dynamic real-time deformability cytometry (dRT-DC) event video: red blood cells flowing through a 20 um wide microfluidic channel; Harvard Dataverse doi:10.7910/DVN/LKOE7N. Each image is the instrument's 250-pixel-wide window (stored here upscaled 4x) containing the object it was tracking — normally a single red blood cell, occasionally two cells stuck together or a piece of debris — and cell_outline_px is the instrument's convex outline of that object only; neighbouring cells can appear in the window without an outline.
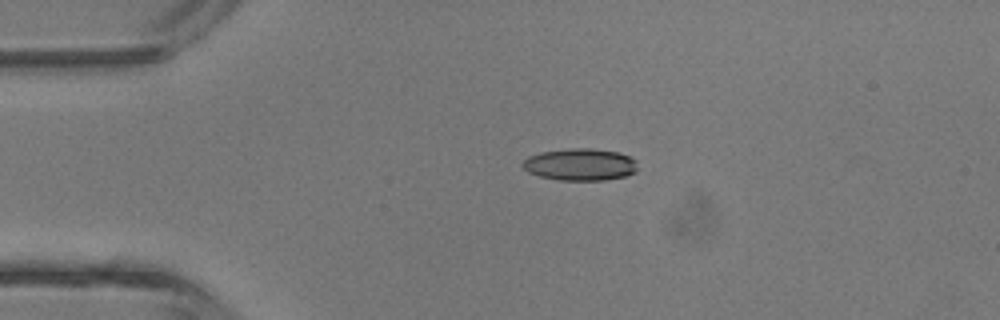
{"species": "common noctule bat (a hibernating species)", "species_latin": "Nyctalus noctula", "temperature_condition": "room temperature", "stored_images_in_passage": 3, "camera_frame_rate_fps": 3000, "um_per_image_px": 0.085, "animal": {"sex": "male", "body_mass_g": 13.3}, "frame": {"image": 1, "passage_image": 2, "time_ms": 2.0, "image_size_px": [1000, 320], "cell_outline_px": [[636, 172], [624, 176], [604, 180], [556, 180], [540, 176], [528, 172], [520, 164], [528, 156], [540, 152], [572, 148], [592, 148], [620, 152], [636, 160]], "centroid_in_image_um": [49.3, 13.98], "position_along_channel_um": 35.7, "area_um2": 21.56}}